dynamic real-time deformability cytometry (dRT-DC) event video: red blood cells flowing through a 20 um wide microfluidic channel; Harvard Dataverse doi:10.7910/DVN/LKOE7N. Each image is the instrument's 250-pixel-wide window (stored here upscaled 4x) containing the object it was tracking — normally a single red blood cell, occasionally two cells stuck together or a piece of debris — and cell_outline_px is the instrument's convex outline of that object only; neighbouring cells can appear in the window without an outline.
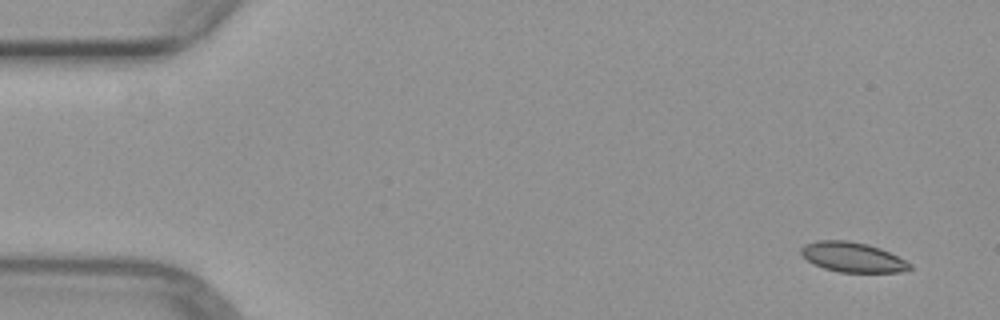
{"species": "common noctule bat (a hibernating species)", "species_latin": "Nyctalus noctula", "temperature_condition": "warm", "stored_images_in_passage": 5, "camera_frame_rate_fps": 3000, "um_per_image_px": 0.085, "animal": {"sex": "female", "body_mass_g": 29.2, "forearm_length_mm": 56.3}, "frame": {"image": 1, "passage_image": 1, "time_ms": 0.0, "image_size_px": [1000, 320], "cell_outline_px": [[912, 268], [900, 272], [840, 272], [824, 268], [812, 264], [800, 252], [800, 248], [804, 244], [816, 240], [848, 240], [868, 244], [880, 248], [912, 264]], "centroid_in_image_um": [72.43, 21.85], "position_along_channel_um": 12.6, "area_um2": 18.9}}
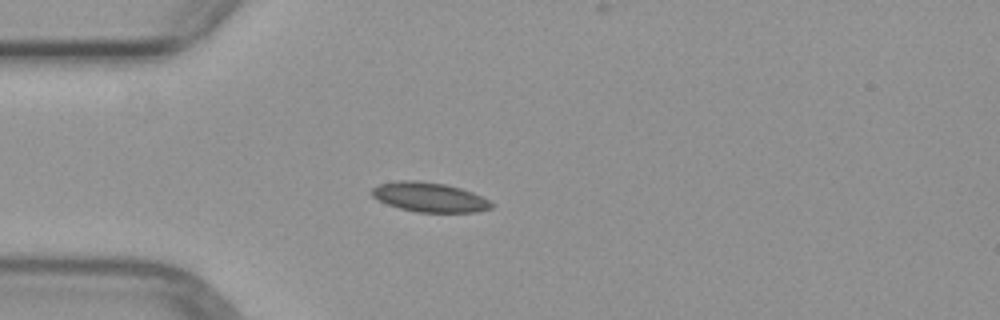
{"frame": {"image": 2, "passage_image": 4, "time_ms": 3.667, "image_size_px": [1000, 320], "cell_outline_px": [[496, 204], [492, 208], [476, 212], [416, 212], [400, 208], [388, 204], [372, 196], [372, 188], [380, 184], [400, 180], [420, 180], [444, 184], [460, 188], [472, 192]], "centroid_in_image_um": [36.53, 16.76], "position_along_channel_um": 48.5, "area_um2": 20.46}}